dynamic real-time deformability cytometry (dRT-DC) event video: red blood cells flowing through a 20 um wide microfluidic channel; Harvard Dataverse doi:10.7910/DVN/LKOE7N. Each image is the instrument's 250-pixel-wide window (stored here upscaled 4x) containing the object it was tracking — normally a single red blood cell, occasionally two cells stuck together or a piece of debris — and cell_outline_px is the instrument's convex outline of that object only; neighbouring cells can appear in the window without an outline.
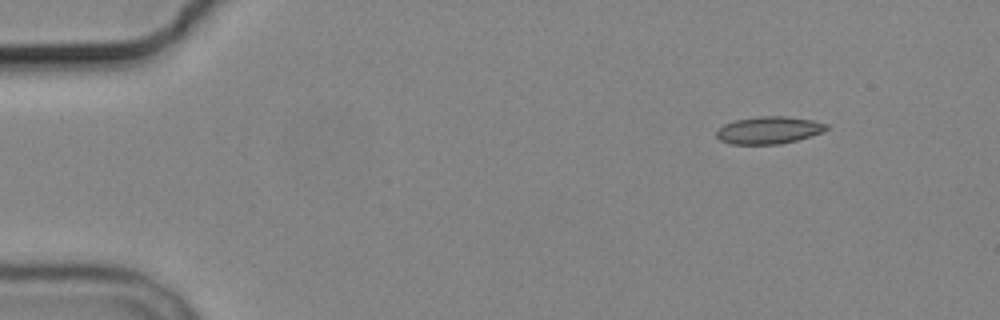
{"species": "common noctule bat (a hibernating species)", "species_latin": "Nyctalus noctula", "temperature_condition": "cold", "stored_images_in_passage": 4, "camera_frame_rate_fps": 3000, "um_per_image_px": 0.085, "animal": {"sex": "male", "body_mass_g": 19.2, "forearm_length_mm": 51.8}, "frame": {"image": 1, "passage_image": 1, "time_ms": 0.0, "image_size_px": [1000, 320], "cell_outline_px": [[828, 128], [824, 132], [796, 140], [780, 144], [732, 144], [720, 140], [716, 136], [716, 128], [724, 124], [736, 120], [760, 116], [784, 116], [812, 120], [828, 124]], "centroid_in_image_um": [65.34, 11.06], "position_along_channel_um": 19.7, "area_um2": 17.51}}
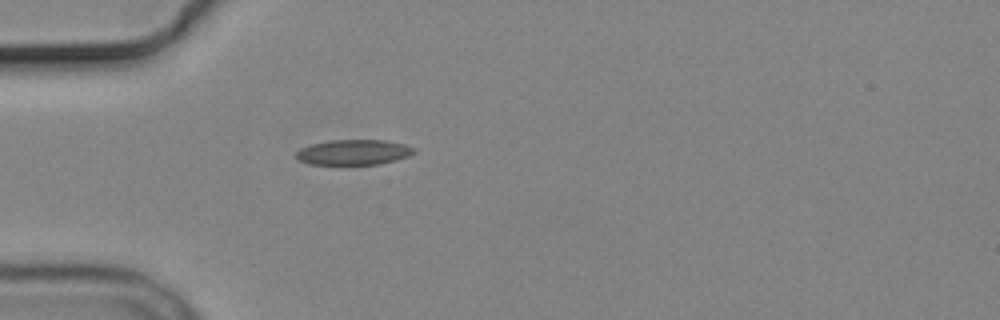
{"frame": {"image": 2, "passage_image": 4, "time_ms": 3.333, "image_size_px": [1000, 320], "cell_outline_px": [[416, 152], [408, 156], [396, 160], [380, 164], [308, 164], [300, 160], [296, 156], [296, 152], [300, 148], [312, 144], [332, 140], [384, 140], [404, 144], [416, 148]], "centroid_in_image_um": [30.09, 12.94], "position_along_channel_um": 54.9, "area_um2": 17.28}}